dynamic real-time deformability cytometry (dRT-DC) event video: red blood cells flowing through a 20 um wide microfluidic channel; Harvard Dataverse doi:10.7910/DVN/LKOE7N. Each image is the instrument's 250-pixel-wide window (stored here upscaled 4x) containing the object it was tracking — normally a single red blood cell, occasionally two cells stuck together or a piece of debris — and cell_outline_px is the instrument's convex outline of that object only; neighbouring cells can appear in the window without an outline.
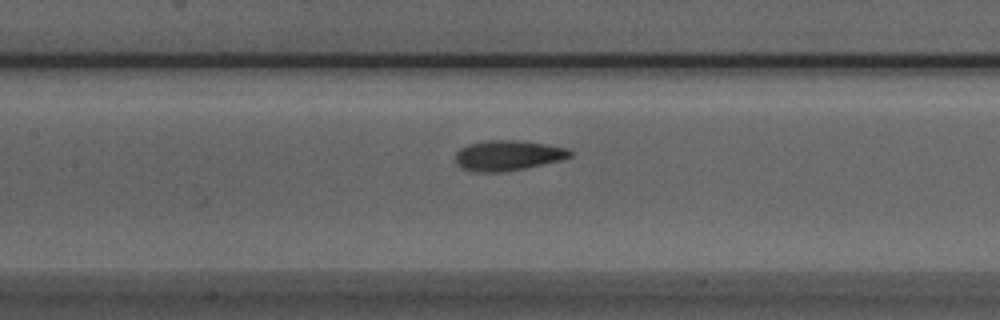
{"species": "Egyptian fruit bat (a non-hibernating species)", "species_latin": "Rousettus aegyptiacus", "temperature_condition": "room temperature", "stored_images_in_passage": 28, "camera_frame_rate_fps": 3000, "um_per_image_px": 0.085, "animal": {"sex": "male"}, "frame": {"image": 1, "passage_image": 9, "time_ms": 2.667, "image_size_px": [1000, 320], "cell_outline_px": [[572, 156], [564, 160], [524, 168], [500, 172], [476, 172], [460, 168], [456, 164], [456, 152], [460, 148], [468, 144], [488, 140], [516, 140], [548, 144], [568, 148], [572, 152]], "centroid_in_image_um": [43.18, 13.21], "position_along_channel_um": 164.2, "area_um2": 20.4}}
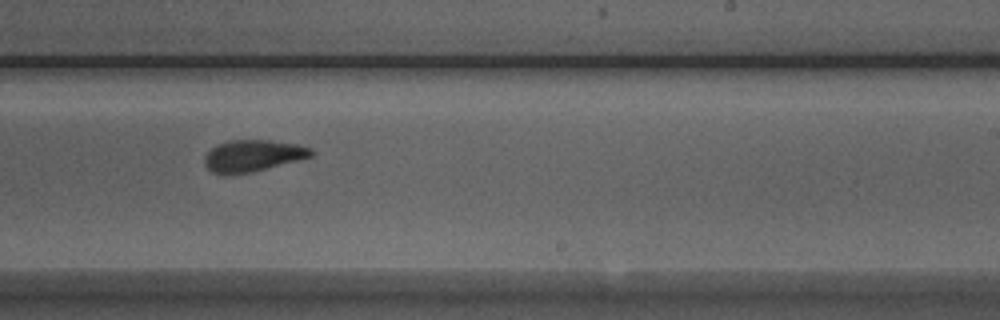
{"frame": {"image": 2, "passage_image": 17, "time_ms": 5.333, "image_size_px": [1000, 320], "cell_outline_px": [[312, 156], [252, 172], [212, 172], [204, 164], [204, 156], [216, 144], [228, 140], [268, 140], [296, 144], [312, 148]], "centroid_in_image_um": [21.48, 13.2], "position_along_channel_um": 267.5, "area_um2": 19.13}}
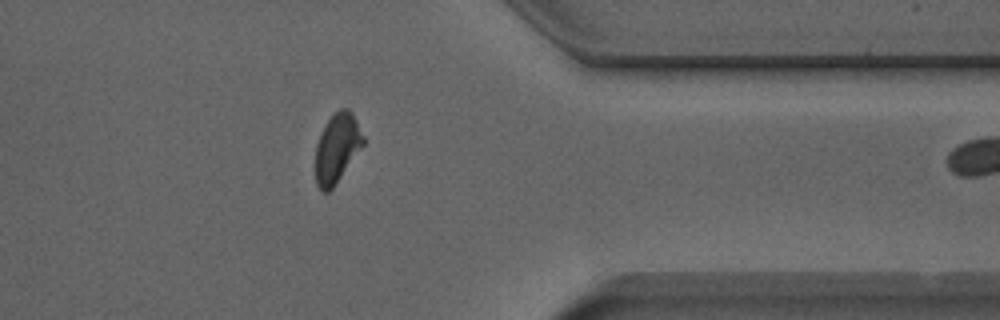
{"frame": {"image": 3, "passage_image": 27, "time_ms": 8.667, "image_size_px": [1000, 320], "cell_outline_px": [[364, 144], [332, 188], [328, 192], [324, 192], [316, 184], [316, 144], [328, 120], [340, 108], [348, 108], [352, 112], [364, 136]], "centroid_in_image_um": [28.66, 12.57], "position_along_channel_um": 382.7, "area_um2": 18.79}}